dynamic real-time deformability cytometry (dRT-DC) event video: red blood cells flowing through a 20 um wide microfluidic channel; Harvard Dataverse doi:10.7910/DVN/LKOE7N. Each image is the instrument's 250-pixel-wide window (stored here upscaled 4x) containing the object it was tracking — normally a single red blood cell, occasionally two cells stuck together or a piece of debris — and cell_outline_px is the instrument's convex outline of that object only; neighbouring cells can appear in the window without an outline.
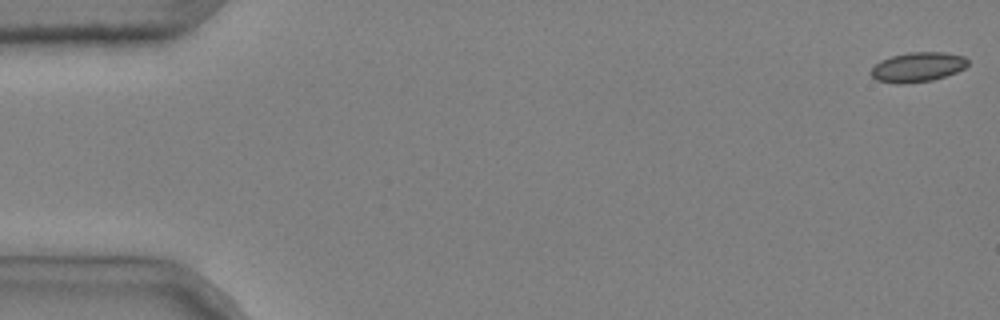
{"species": "common noctule bat (a hibernating species)", "species_latin": "Nyctalus noctula", "temperature_condition": "cold", "stored_images_in_passage": 5, "camera_frame_rate_fps": 3000, "um_per_image_px": 0.085, "animal": {"sex": "male", "body_mass_g": 20.4}, "frame": {"image": 1, "passage_image": 1, "time_ms": 0.0, "image_size_px": [1000, 320], "cell_outline_px": [[968, 64], [964, 68], [956, 72], [932, 80], [904, 84], [896, 84], [876, 80], [868, 72], [880, 60], [892, 56], [908, 52], [944, 52], [964, 56], [968, 60]], "centroid_in_image_um": [77.97, 5.7], "position_along_channel_um": 7.0, "area_um2": 16.82}}
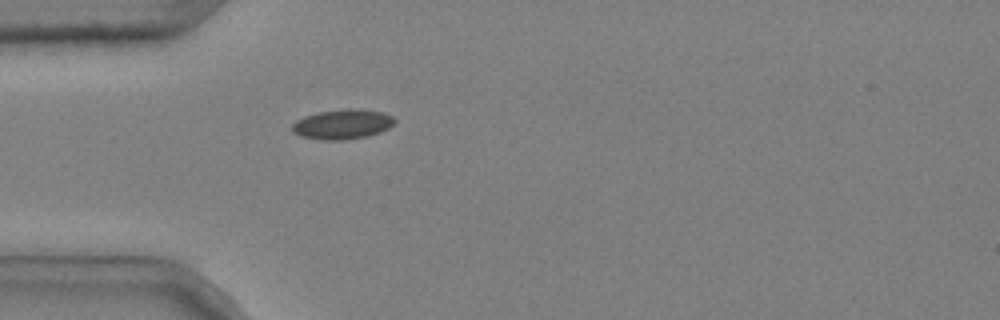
{"frame": {"image": 2, "passage_image": 5, "time_ms": 1.333, "image_size_px": [1000, 320], "cell_outline_px": [[396, 120], [388, 128], [380, 132], [368, 136], [344, 140], [324, 140], [300, 136], [292, 132], [292, 124], [296, 120], [304, 116], [316, 112], [348, 108], [360, 108], [384, 112], [392, 116]], "centroid_in_image_um": [29.1, 10.55], "position_along_channel_um": 55.9, "area_um2": 18.03}}